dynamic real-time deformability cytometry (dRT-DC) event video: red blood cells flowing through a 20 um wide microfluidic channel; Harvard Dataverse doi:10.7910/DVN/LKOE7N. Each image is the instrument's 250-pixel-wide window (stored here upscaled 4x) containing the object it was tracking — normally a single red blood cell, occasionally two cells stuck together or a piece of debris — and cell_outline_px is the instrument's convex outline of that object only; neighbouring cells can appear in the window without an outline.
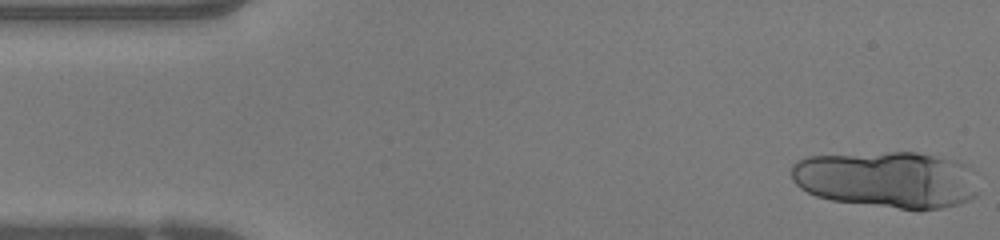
{"species": "human", "species_latin": "Homo sapiens", "temperature_condition": "warm", "stored_images_in_passage": 13, "camera_frame_rate_fps": 3000, "um_per_image_px": 0.085, "donor": {"sex": "female"}, "frame": {"image": 1, "passage_image": 1, "time_ms": 0.0, "image_size_px": [1000, 240], "cell_outline_px": [[980, 192], [976, 196], [960, 204], [944, 208], [920, 212], [916, 212], [832, 200], [816, 196], [800, 188], [792, 180], [792, 164], [796, 160], [808, 156], [888, 152], [916, 152], [956, 160], [964, 164]], "centroid_in_image_um": [75.39, 15.3], "position_along_channel_um": 9.6, "area_um2": 62.66}}